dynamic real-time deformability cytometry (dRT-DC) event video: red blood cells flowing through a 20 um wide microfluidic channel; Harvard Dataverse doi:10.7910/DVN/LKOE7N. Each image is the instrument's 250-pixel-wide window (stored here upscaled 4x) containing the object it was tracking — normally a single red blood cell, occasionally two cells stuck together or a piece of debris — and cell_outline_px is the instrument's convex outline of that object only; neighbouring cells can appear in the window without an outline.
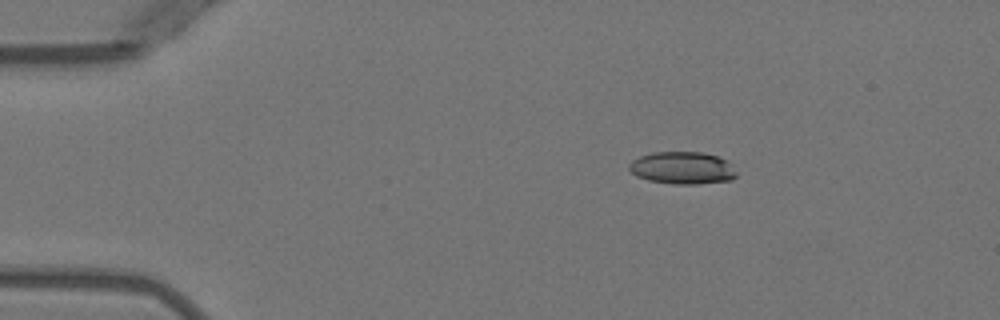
{"species": "Egyptian fruit bat (a non-hibernating species)", "species_latin": "Rousettus aegyptiacus", "temperature_condition": "warm", "stored_images_in_passage": 3, "camera_frame_rate_fps": 3000, "um_per_image_px": 0.085, "animal": {"sex": "female"}, "frame": {"image": 1, "passage_image": 1, "time_ms": 0.0, "image_size_px": [1000, 320], "cell_outline_px": [[736, 176], [732, 180], [696, 184], [672, 184], [648, 180], [636, 176], [628, 168], [628, 164], [632, 160], [640, 156], [652, 152], [704, 152], [728, 160], [732, 164], [736, 172]], "centroid_in_image_um": [58.01, 14.27], "position_along_channel_um": 27.0, "area_um2": 20.46}}